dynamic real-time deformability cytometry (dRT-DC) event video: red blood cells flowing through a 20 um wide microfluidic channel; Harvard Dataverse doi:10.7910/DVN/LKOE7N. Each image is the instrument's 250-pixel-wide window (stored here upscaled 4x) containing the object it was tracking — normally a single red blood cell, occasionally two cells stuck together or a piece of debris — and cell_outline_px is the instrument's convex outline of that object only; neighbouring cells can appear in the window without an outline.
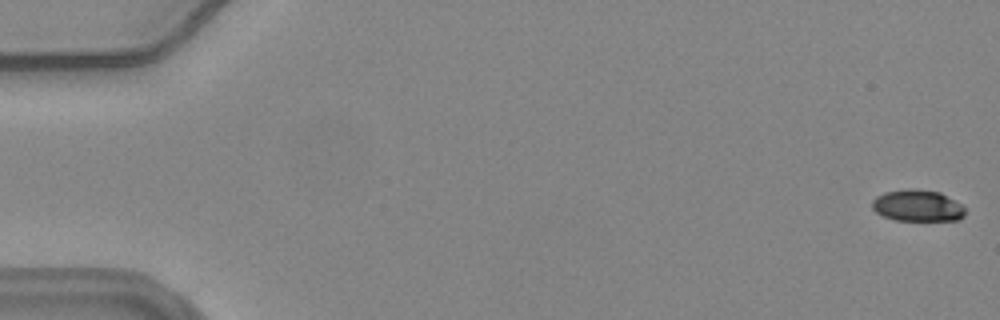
{"species": "common noctule bat (a hibernating species)", "species_latin": "Nyctalus noctula", "temperature_condition": "warm", "stored_images_in_passage": 13, "camera_frame_rate_fps": 3000, "um_per_image_px": 0.085, "animal": {"sex": "female", "body_mass_g": 24.6, "forearm_length_mm": 56.2}, "frame": {"image": 1, "passage_image": 1, "time_ms": 0.0, "image_size_px": [1000, 320], "cell_outline_px": [[964, 216], [960, 220], [896, 220], [884, 216], [876, 212], [872, 208], [872, 200], [876, 196], [884, 192], [908, 188], [916, 188], [940, 192], [960, 204], [964, 208]], "centroid_in_image_um": [77.96, 17.47], "position_along_channel_um": 7.0, "area_um2": 17.11}}